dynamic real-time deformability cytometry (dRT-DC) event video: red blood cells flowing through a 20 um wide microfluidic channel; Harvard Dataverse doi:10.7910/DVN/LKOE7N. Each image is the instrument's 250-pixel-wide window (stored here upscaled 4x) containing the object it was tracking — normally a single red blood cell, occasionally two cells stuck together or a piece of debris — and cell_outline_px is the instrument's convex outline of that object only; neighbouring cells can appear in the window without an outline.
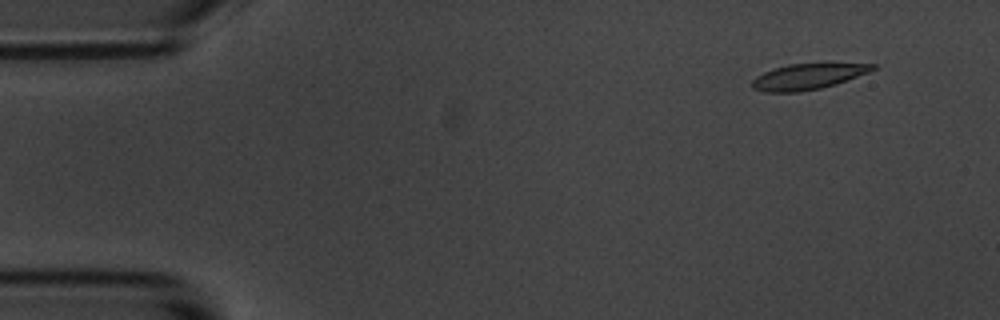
{"species": "common noctule bat (a hibernating species)", "species_latin": "Nyctalus noctula", "temperature_condition": "room temperature", "stored_images_in_passage": 4, "camera_frame_rate_fps": 3000, "um_per_image_px": 0.085, "animal": {"sex": "male", "body_mass_g": 20.1, "forearm_length_mm": 53.5}, "frame": {"image": 1, "passage_image": 2, "time_ms": 1.0, "image_size_px": [1000, 320], "cell_outline_px": [[876, 68], [868, 72], [836, 84], [820, 88], [800, 92], [764, 92], [752, 88], [752, 80], [756, 76], [772, 68], [788, 64], [876, 64]], "centroid_in_image_um": [68.6, 6.52], "position_along_channel_um": 16.4, "area_um2": 17.86}}